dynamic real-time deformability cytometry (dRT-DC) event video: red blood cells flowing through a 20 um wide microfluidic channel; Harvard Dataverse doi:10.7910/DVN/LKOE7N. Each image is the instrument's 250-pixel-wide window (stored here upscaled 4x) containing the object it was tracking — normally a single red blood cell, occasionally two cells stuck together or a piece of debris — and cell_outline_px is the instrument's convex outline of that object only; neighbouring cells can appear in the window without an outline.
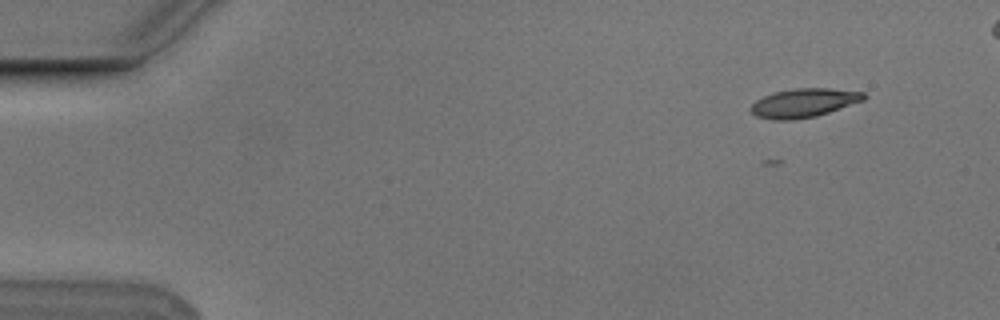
{"species": "Egyptian fruit bat (a non-hibernating species)", "species_latin": "Rousettus aegyptiacus", "temperature_condition": "cold", "stored_images_in_passage": 5, "camera_frame_rate_fps": 3000, "um_per_image_px": 0.085, "animal": {"sex": "male"}, "frame": {"image": 1, "passage_image": 1, "time_ms": 0.0, "image_size_px": [1000, 320], "cell_outline_px": [[868, 96], [864, 100], [816, 116], [792, 120], [772, 120], [756, 116], [748, 108], [756, 100], [764, 96], [776, 92], [796, 88], [828, 88], [864, 92]], "centroid_in_image_um": [68.32, 8.75], "position_along_channel_um": 16.7, "area_um2": 18.9}}